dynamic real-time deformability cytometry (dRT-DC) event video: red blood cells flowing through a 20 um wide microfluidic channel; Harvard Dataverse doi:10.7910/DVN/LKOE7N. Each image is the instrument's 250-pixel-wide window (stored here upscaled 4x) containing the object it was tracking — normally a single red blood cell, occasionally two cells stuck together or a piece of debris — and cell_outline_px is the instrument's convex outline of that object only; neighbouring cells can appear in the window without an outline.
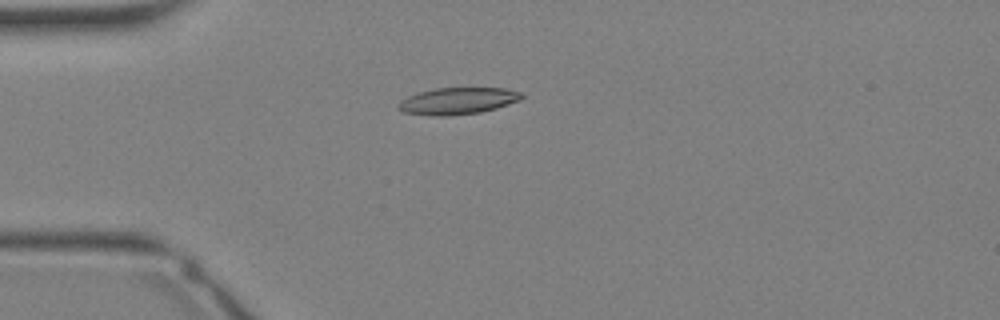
{"species": "Egyptian fruit bat (a non-hibernating species)", "species_latin": "Rousettus aegyptiacus", "temperature_condition": "warm", "stored_images_in_passage": 33, "camera_frame_rate_fps": 3000, "um_per_image_px": 0.085, "animal": {"sex": "female"}, "frame": {"image": 1, "passage_image": 8, "time_ms": 2.333, "image_size_px": [1000, 320], "cell_outline_px": [[524, 96], [520, 100], [496, 108], [480, 112], [448, 116], [432, 116], [404, 112], [396, 108], [400, 100], [416, 92], [436, 88], [504, 88], [520, 92]], "centroid_in_image_um": [38.86, 8.58], "position_along_channel_um": 46.1, "area_um2": 19.31}}
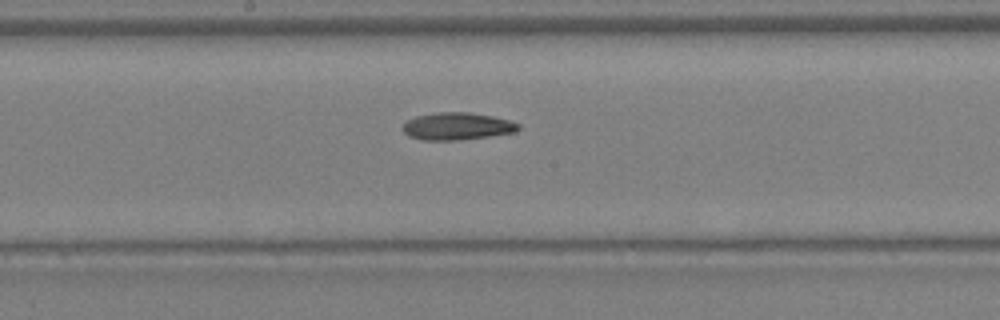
{"frame": {"image": 2, "passage_image": 17, "time_ms": 5.333, "image_size_px": [1000, 320], "cell_outline_px": [[520, 128], [516, 132], [460, 140], [424, 140], [408, 136], [400, 128], [408, 120], [416, 116], [440, 112], [468, 112], [492, 116], [508, 120], [520, 124]], "centroid_in_image_um": [38.84, 10.73], "position_along_channel_um": 209.4, "area_um2": 18.38}}
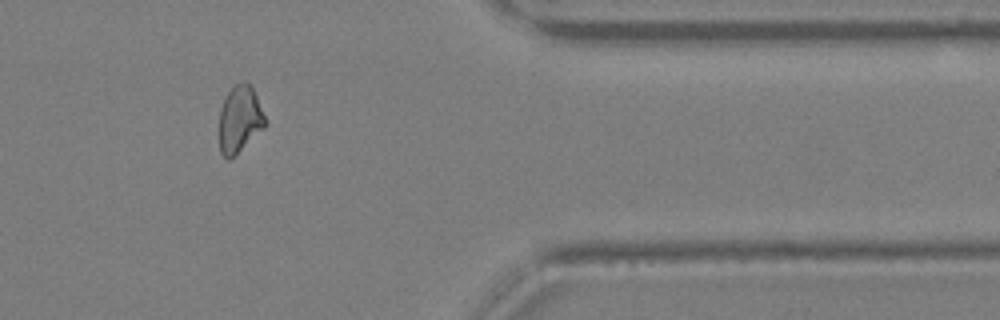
{"frame": {"image": 3, "passage_image": 27, "time_ms": 8.667, "image_size_px": [1000, 320], "cell_outline_px": [[264, 128], [228, 160], [220, 152], [220, 108], [228, 92], [236, 84], [244, 80], [252, 88], [256, 96], [264, 116]], "centroid_in_image_um": [20.35, 10.12], "position_along_channel_um": 391.0, "area_um2": 17.22}}